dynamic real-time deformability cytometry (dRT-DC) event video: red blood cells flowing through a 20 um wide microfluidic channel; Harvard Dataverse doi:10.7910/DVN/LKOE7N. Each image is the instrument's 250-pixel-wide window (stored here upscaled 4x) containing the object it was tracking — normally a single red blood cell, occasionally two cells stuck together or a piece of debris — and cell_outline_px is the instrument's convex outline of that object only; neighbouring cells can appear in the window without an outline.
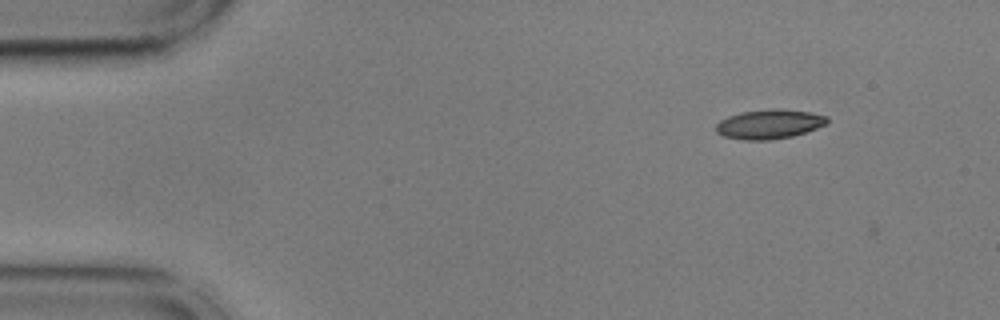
{"species": "common noctule bat (a hibernating species)", "species_latin": "Nyctalus noctula", "temperature_condition": "cold", "stored_images_in_passage": 3, "camera_frame_rate_fps": 3000, "um_per_image_px": 0.085, "animal": {"sex": "male", "body_mass_g": 17.9, "forearm_length_mm": 54.2}, "frame": {"image": 1, "passage_image": 1, "time_ms": 0.0, "image_size_px": [1000, 320], "cell_outline_px": [[828, 124], [792, 136], [768, 140], [744, 140], [724, 136], [716, 132], [716, 124], [720, 120], [728, 116], [740, 112], [776, 108], [780, 108], [812, 112], [828, 116]], "centroid_in_image_um": [65.4, 10.54], "position_along_channel_um": 19.6, "area_um2": 19.13}}